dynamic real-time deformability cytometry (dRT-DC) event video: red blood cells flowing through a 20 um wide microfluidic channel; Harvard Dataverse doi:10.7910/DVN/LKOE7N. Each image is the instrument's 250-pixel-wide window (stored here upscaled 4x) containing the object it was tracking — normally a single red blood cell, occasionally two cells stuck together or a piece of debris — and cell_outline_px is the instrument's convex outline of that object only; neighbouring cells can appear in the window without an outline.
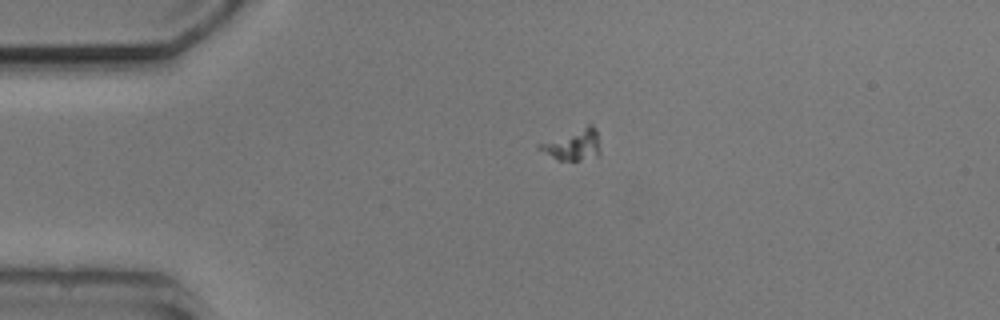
{"species": "common noctule bat (a hibernating species)", "species_latin": "Nyctalus noctula", "temperature_condition": "cold", "stored_images_in_passage": 2, "camera_frame_rate_fps": 3000, "um_per_image_px": 0.085, "animal": {"sex": "male", "body_mass_g": 20.5, "forearm_length_mm": 52.5}, "frame": {"image": 1, "passage_image": 1, "time_ms": 0.0, "image_size_px": [1000, 320], "cell_outline_px": [[600, 152], [596, 156], [580, 160], [556, 160], [536, 148], [536, 144], [588, 124], [592, 124], [596, 128]], "centroid_in_image_um": [48.67, 12.29], "position_along_channel_um": 36.3, "area_um2": 11.1}}